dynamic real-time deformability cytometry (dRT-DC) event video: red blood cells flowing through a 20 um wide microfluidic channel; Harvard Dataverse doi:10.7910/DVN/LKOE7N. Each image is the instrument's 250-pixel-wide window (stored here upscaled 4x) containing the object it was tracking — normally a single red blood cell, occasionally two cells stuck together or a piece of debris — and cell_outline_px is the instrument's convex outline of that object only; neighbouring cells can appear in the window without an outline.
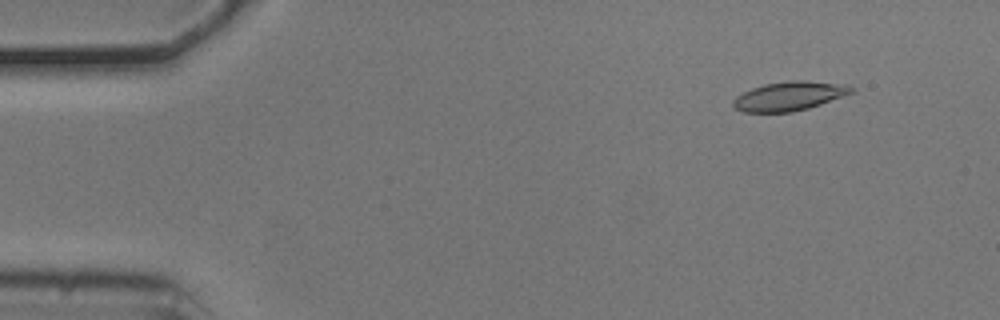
{"species": "common noctule bat (a hibernating species)", "species_latin": "Nyctalus noctula", "temperature_condition": "cold", "stored_images_in_passage": 33, "camera_frame_rate_fps": 3000, "um_per_image_px": 0.085, "animal": {"sex": "male", "body_mass_g": 20.5, "forearm_length_mm": 52.5}, "frame": {"image": 1, "passage_image": 6, "time_ms": 1.667, "image_size_px": [1000, 320], "cell_outline_px": [[856, 88], [852, 92], [820, 104], [808, 108], [792, 112], [744, 112], [736, 108], [732, 104], [732, 100], [736, 96], [752, 88], [764, 84], [792, 80], [800, 80], [848, 84]], "centroid_in_image_um": [67.08, 8.16], "position_along_channel_um": 17.9, "area_um2": 19.88}}
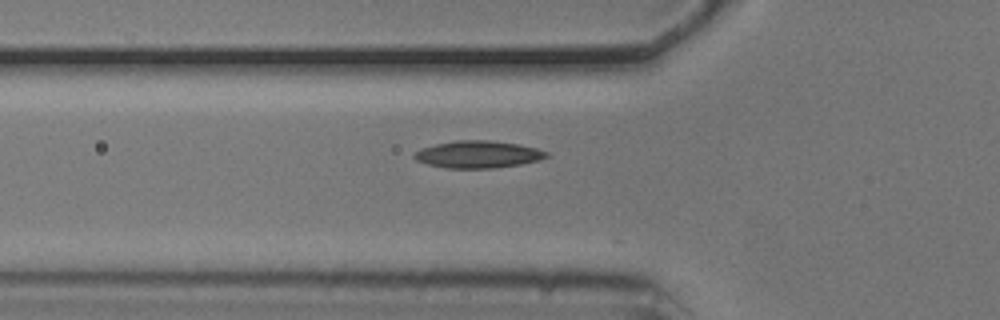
{"frame": {"image": 2, "passage_image": 19, "time_ms": 6.0, "image_size_px": [1000, 320], "cell_outline_px": [[548, 156], [540, 160], [520, 164], [492, 168], [444, 168], [428, 164], [416, 160], [412, 156], [420, 148], [436, 144], [456, 140], [488, 140], [516, 144], [536, 148], [548, 152]], "centroid_in_image_um": [40.61, 13.12], "position_along_channel_um": 85.2, "area_um2": 20.81}}
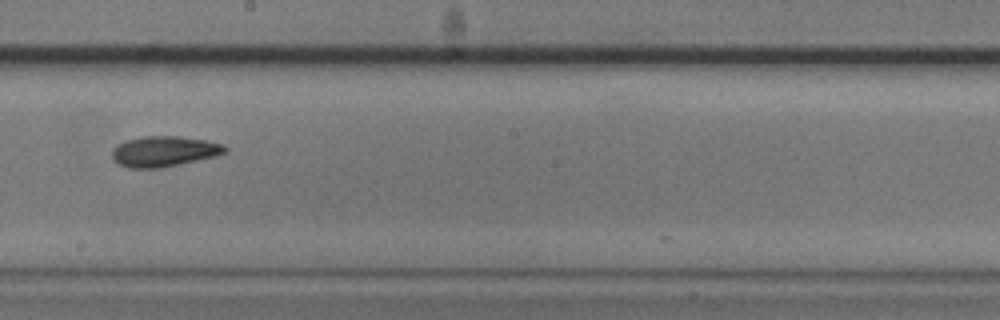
{"frame": {"image": 3, "passage_image": 31, "time_ms": 10.0, "image_size_px": [1000, 320], "cell_outline_px": [[228, 148], [224, 152], [216, 156], [160, 168], [128, 168], [120, 164], [112, 156], [112, 152], [120, 144], [128, 140], [144, 136], [180, 136], [208, 140], [220, 144]], "centroid_in_image_um": [13.98, 12.86], "position_along_channel_um": 234.2, "area_um2": 19.71}}